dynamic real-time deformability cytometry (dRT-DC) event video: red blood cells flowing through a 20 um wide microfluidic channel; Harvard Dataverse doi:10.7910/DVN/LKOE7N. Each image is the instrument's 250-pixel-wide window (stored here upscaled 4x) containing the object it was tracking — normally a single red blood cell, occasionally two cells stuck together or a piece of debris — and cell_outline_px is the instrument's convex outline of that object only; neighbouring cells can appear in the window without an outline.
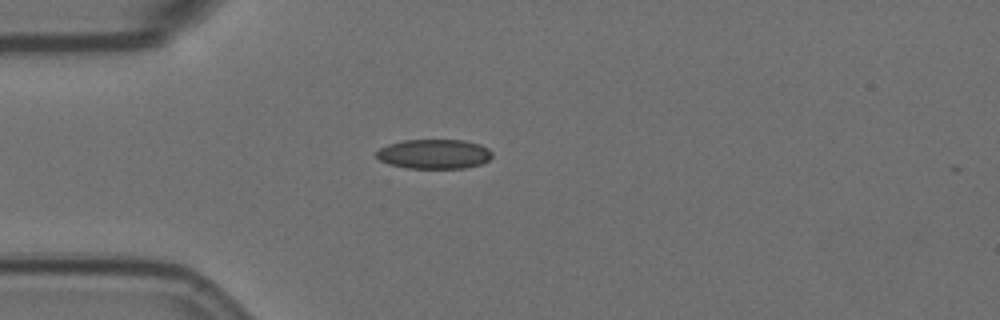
{"species": "Egyptian fruit bat (a non-hibernating species)", "species_latin": "Rousettus aegyptiacus", "temperature_condition": "room temperature", "stored_images_in_passage": 28, "camera_frame_rate_fps": 3000, "um_per_image_px": 0.085, "animal": {"sex": "female"}, "frame": {"image": 1, "passage_image": 1, "time_ms": 0.0, "image_size_px": [1000, 320], "cell_outline_px": [[492, 156], [488, 160], [480, 164], [464, 168], [408, 168], [388, 164], [380, 160], [376, 156], [376, 152], [380, 148], [388, 144], [404, 140], [464, 140], [480, 144], [488, 148], [492, 152]], "centroid_in_image_um": [36.9, 13.09], "position_along_channel_um": 48.1, "area_um2": 19.94}}
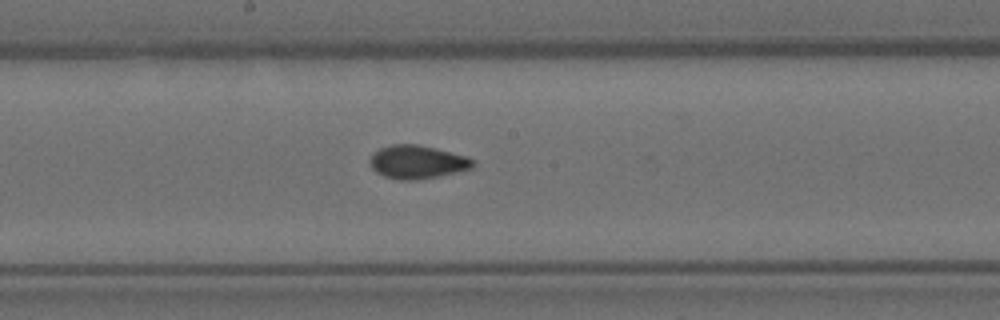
{"frame": {"image": 2, "passage_image": 16, "time_ms": 5.0, "image_size_px": [1000, 320], "cell_outline_px": [[476, 164], [472, 168], [436, 176], [416, 180], [400, 180], [384, 176], [376, 172], [372, 168], [368, 160], [380, 148], [392, 144], [416, 144], [436, 148], [464, 156], [472, 160]], "centroid_in_image_um": [35.43, 13.77], "position_along_channel_um": 212.8, "area_um2": 19.71}}
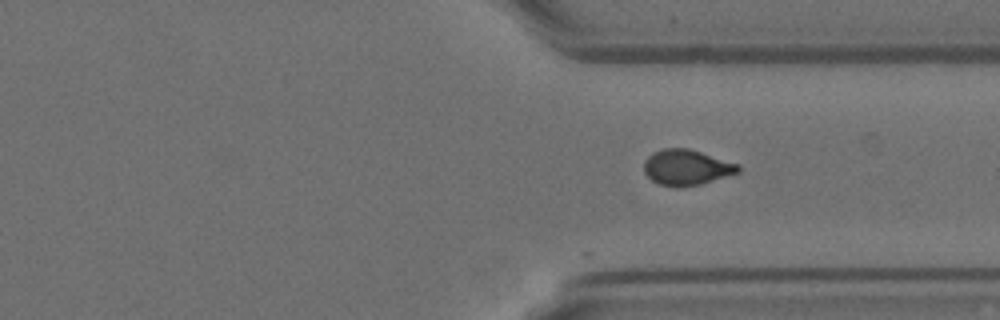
{"frame": {"image": 3, "passage_image": 28, "time_ms": 9.0, "image_size_px": [1000, 320], "cell_outline_px": [[740, 172], [700, 184], [680, 188], [676, 188], [660, 184], [652, 180], [644, 172], [644, 160], [652, 152], [664, 148], [688, 148], [740, 164]], "centroid_in_image_um": [58.35, 14.23], "position_along_channel_um": 353.0, "area_um2": 19.65}}